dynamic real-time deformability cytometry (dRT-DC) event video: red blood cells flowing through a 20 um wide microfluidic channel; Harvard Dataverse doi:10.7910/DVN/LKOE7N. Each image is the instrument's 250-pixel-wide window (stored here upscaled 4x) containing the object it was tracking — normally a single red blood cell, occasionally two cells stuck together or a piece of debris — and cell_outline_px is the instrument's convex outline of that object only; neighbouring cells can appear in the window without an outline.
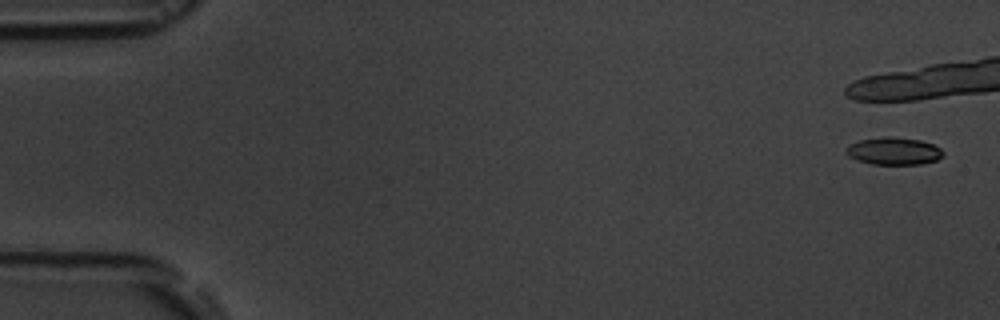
{"species": "common noctule bat (a hibernating species)", "species_latin": "Nyctalus noctula", "temperature_condition": "room temperature", "stored_images_in_passage": 2, "camera_frame_rate_fps": 3000, "um_per_image_px": 0.085, "animal": {"sex": "male", "body_mass_g": 19.5, "forearm_length_mm": 54.6}, "frame": {"image": 1, "passage_image": 1, "time_ms": 0.0, "image_size_px": [1000, 320], "cell_outline_px": [[944, 156], [936, 160], [920, 164], [872, 164], [856, 160], [848, 156], [844, 152], [848, 144], [860, 140], [884, 136], [892, 136], [920, 140], [932, 144], [940, 148], [944, 152]], "centroid_in_image_um": [75.94, 12.83], "position_along_channel_um": 9.1, "area_um2": 15.66}}